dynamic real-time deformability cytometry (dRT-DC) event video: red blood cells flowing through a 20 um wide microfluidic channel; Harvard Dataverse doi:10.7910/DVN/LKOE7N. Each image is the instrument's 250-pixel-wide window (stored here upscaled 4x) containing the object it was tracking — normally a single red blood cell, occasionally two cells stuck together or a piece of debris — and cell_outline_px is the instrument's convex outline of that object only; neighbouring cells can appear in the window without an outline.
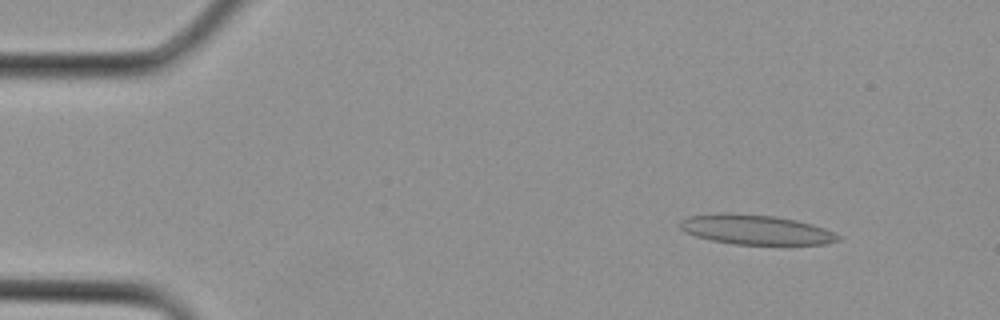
{"species": "Egyptian fruit bat (a non-hibernating species)", "species_latin": "Rousettus aegyptiacus", "temperature_condition": "cold", "stored_images_in_passage": 2, "camera_frame_rate_fps": 3000, "um_per_image_px": 0.085, "animal": {"sex": "female"}, "frame": {"image": 1, "passage_image": 1, "time_ms": 0.0, "image_size_px": [1000, 320], "cell_outline_px": [[840, 240], [824, 244], [736, 244], [712, 240], [696, 236], [680, 228], [680, 220], [688, 216], [724, 212], [728, 212], [776, 216], [796, 220], [812, 224], [824, 228], [840, 236]], "centroid_in_image_um": [64.23, 19.5], "position_along_channel_um": 20.8, "area_um2": 27.22}}